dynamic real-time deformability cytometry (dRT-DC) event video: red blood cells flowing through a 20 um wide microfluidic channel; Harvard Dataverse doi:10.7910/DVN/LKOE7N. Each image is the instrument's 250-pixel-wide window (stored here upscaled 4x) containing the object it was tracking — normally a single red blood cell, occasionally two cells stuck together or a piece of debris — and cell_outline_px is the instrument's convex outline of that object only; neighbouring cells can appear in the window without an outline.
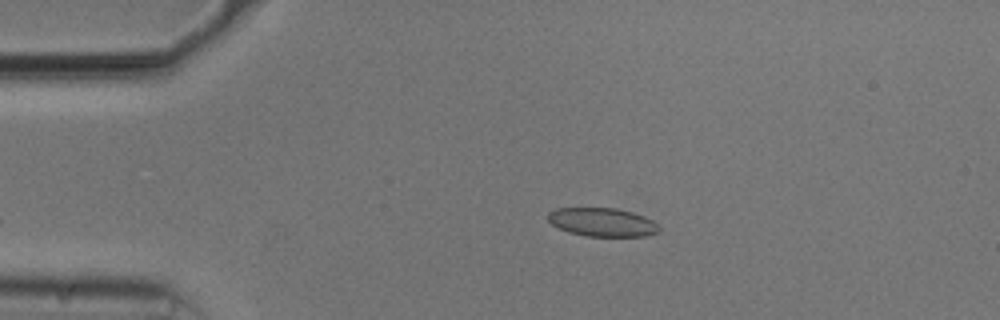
{"species": "common noctule bat (a hibernating species)", "species_latin": "Nyctalus noctula", "temperature_condition": "cold", "stored_images_in_passage": 32, "camera_frame_rate_fps": 3000, "um_per_image_px": 0.085, "animal": {"sex": "male", "body_mass_g": 20.5, "forearm_length_mm": 52.5}, "frame": {"image": 1, "passage_image": 1, "time_ms": 0.0, "image_size_px": [1000, 320], "cell_outline_px": [[660, 232], [648, 236], [584, 236], [568, 232], [552, 224], [548, 220], [548, 212], [556, 208], [616, 208], [632, 212], [644, 216], [652, 220], [660, 228]], "centroid_in_image_um": [51.21, 18.89], "position_along_channel_um": 33.8, "area_um2": 18.55}}
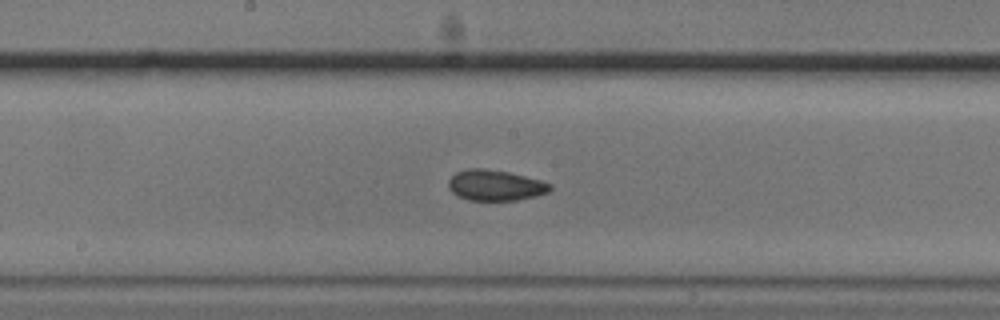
{"frame": {"image": 2, "passage_image": 18, "time_ms": 5.667, "image_size_px": [1000, 320], "cell_outline_px": [[552, 188], [548, 192], [536, 196], [516, 200], [468, 200], [452, 192], [448, 188], [448, 180], [456, 172], [468, 168], [484, 168], [508, 172], [540, 180], [552, 184]], "centroid_in_image_um": [42.09, 15.74], "position_along_channel_um": 206.1, "area_um2": 18.15}}
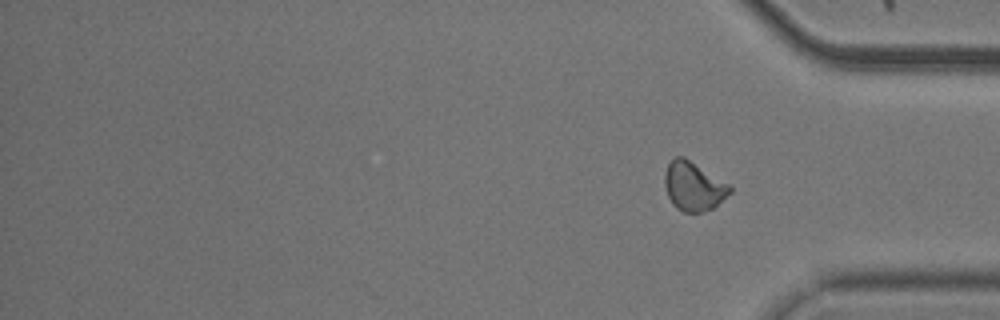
{"frame": {"image": 3, "passage_image": 32, "time_ms": 10.333, "image_size_px": [1000, 320], "cell_outline_px": [[732, 192], [712, 208], [700, 212], [684, 212], [676, 208], [672, 204], [668, 196], [664, 184], [664, 176], [668, 164], [676, 156], [684, 156], [728, 184], [732, 188]], "centroid_in_image_um": [58.93, 15.83], "position_along_channel_um": 376.3, "area_um2": 18.38}, "authors_computed_cell_mechanics": {"area_um2": 18.1781, "velocity_mm_per_s": 3.7351, "shape_relaxation_time_tau1_ms": null, "shape_relaxation_time_tau2_ms": 2.1647, "deformation_change_tau1": null, "deformation_change_tau2": 0.0517}}